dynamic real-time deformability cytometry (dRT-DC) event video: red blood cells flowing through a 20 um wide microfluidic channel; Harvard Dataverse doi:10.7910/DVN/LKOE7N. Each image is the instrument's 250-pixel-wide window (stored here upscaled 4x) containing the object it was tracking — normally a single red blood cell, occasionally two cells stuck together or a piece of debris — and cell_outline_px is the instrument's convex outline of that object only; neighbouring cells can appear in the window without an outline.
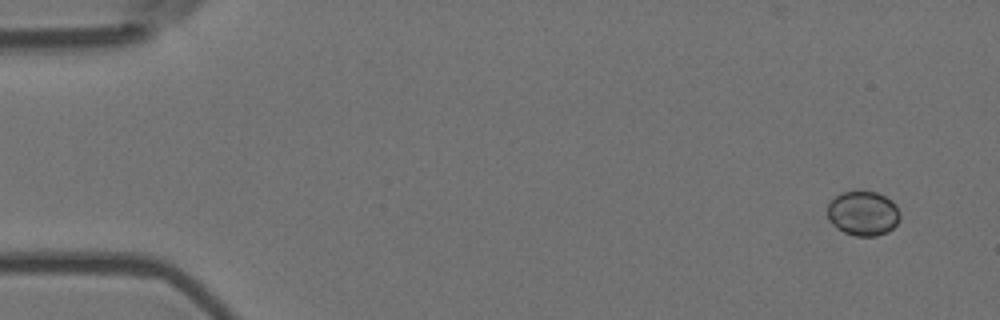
{"species": "Egyptian fruit bat (a non-hibernating species)", "species_latin": "Rousettus aegyptiacus", "temperature_condition": "room temperature", "stored_images_in_passage": 5, "camera_frame_rate_fps": 3000, "um_per_image_px": 0.085, "animal": {"sex": "female"}, "frame": {"image": 1, "passage_image": 1, "time_ms": 0.0, "image_size_px": [1000, 320], "cell_outline_px": [[900, 220], [888, 232], [876, 236], [856, 236], [844, 232], [836, 228], [828, 220], [828, 204], [840, 192], [876, 192], [892, 200], [896, 204], [900, 212]], "centroid_in_image_um": [73.37, 18.15], "position_along_channel_um": 11.6, "area_um2": 18.9}}
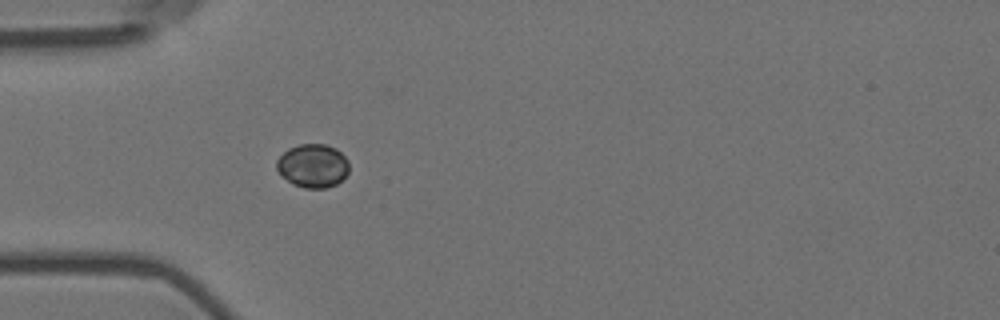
{"frame": {"image": 2, "passage_image": 5, "time_ms": 1.333, "image_size_px": [1000, 320], "cell_outline_px": [[348, 172], [336, 184], [328, 188], [304, 188], [292, 184], [280, 176], [276, 168], [276, 160], [288, 148], [300, 144], [324, 144], [336, 148], [348, 160]], "centroid_in_image_um": [26.56, 14.1], "position_along_channel_um": 58.4, "area_um2": 18.5}}